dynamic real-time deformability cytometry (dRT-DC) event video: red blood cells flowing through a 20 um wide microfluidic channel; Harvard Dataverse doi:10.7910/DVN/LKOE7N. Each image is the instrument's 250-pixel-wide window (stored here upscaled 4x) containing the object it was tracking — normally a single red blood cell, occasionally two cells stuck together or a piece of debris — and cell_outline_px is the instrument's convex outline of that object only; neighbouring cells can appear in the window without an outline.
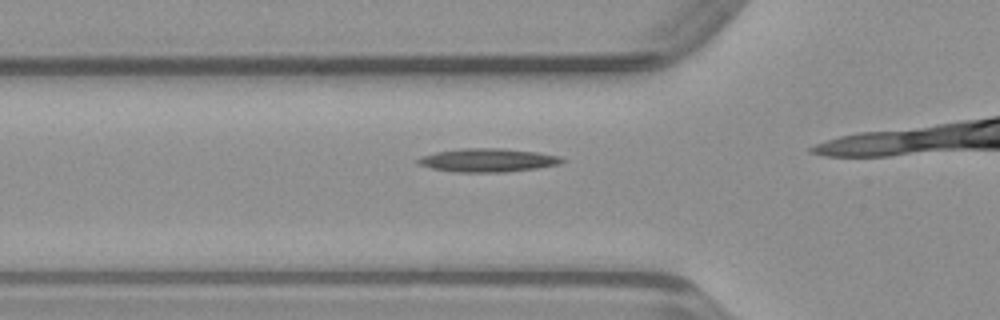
{"species": "common noctule bat (a hibernating species)", "species_latin": "Nyctalus noctula", "temperature_condition": "warm", "stored_images_in_passage": 6, "camera_frame_rate_fps": 3000, "um_per_image_px": 0.085, "animal": {"sex": "male", "body_mass_g": 23.1, "forearm_length_mm": 52.7}, "frame": {"image": 1, "passage_image": 4, "time_ms": 1.0, "image_size_px": [1000, 320], "cell_outline_px": [[564, 160], [560, 164], [536, 168], [504, 172], [456, 172], [432, 168], [416, 164], [416, 160], [420, 156], [436, 152], [464, 148], [504, 148], [536, 152], [560, 156]], "centroid_in_image_um": [41.43, 13.61], "position_along_channel_um": 84.4, "area_um2": 19.65}}